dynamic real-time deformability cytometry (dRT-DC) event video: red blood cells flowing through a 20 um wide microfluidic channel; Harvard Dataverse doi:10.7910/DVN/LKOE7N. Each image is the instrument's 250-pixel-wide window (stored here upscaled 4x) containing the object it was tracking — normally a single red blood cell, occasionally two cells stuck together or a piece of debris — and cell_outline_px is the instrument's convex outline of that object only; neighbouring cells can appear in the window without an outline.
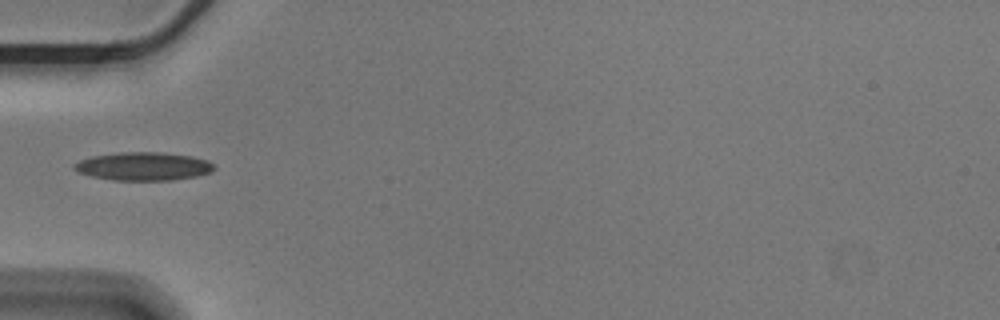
{"species": "Egyptian fruit bat (a non-hibernating species)", "species_latin": "Rousettus aegyptiacus", "temperature_condition": "cold", "stored_images_in_passage": 35, "camera_frame_rate_fps": 3000, "um_per_image_px": 0.085, "animal": {"sex": "male"}, "frame": {"image": 1, "passage_image": 1, "time_ms": 0.0, "image_size_px": [1000, 320], "cell_outline_px": [[216, 168], [208, 172], [196, 176], [172, 180], [112, 180], [92, 176], [80, 172], [72, 168], [72, 164], [80, 160], [92, 156], [120, 152], [164, 152], [192, 156], [208, 160]], "centroid_in_image_um": [12.18, 14.13], "position_along_channel_um": 72.8, "area_um2": 23.0}}
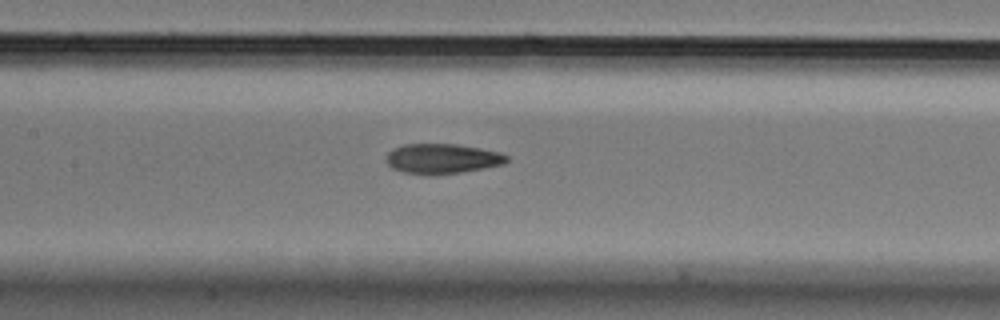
{"frame": {"image": 2, "passage_image": 9, "time_ms": 2.667, "image_size_px": [1000, 320], "cell_outline_px": [[508, 160], [504, 164], [484, 168], [460, 172], [432, 176], [428, 176], [404, 172], [392, 168], [384, 160], [388, 152], [392, 148], [404, 144], [456, 144], [480, 148], [500, 152], [508, 156]], "centroid_in_image_um": [37.55, 13.49], "position_along_channel_um": 169.8, "area_um2": 21.33}}
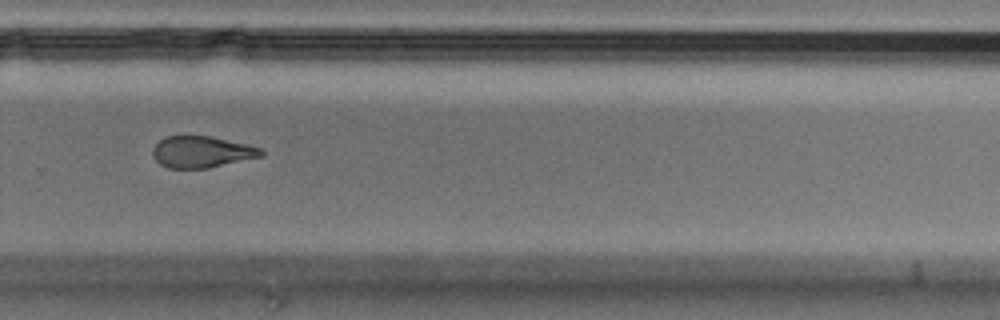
{"frame": {"image": 3, "passage_image": 21, "time_ms": 6.667, "image_size_px": [1000, 320], "cell_outline_px": [[264, 156], [208, 168], [168, 168], [160, 164], [152, 156], [152, 148], [160, 140], [168, 136], [208, 136], [244, 144], [260, 148], [264, 152]], "centroid_in_image_um": [17.12, 12.92], "position_along_channel_um": 312.7, "area_um2": 19.71}}